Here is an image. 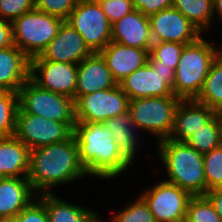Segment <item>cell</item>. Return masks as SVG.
Returning a JSON list of instances; mask_svg holds the SVG:
<instances>
[{"instance_id": "d6986e66", "label": "cell", "mask_w": 222, "mask_h": 222, "mask_svg": "<svg viewBox=\"0 0 222 222\" xmlns=\"http://www.w3.org/2000/svg\"><path fill=\"white\" fill-rule=\"evenodd\" d=\"M111 41L140 49H151L149 17L133 10L111 26Z\"/></svg>"}, {"instance_id": "4316f807", "label": "cell", "mask_w": 222, "mask_h": 222, "mask_svg": "<svg viewBox=\"0 0 222 222\" xmlns=\"http://www.w3.org/2000/svg\"><path fill=\"white\" fill-rule=\"evenodd\" d=\"M222 116L216 114L202 129L185 142L197 152L205 154L221 146Z\"/></svg>"}, {"instance_id": "7c38bea8", "label": "cell", "mask_w": 222, "mask_h": 222, "mask_svg": "<svg viewBox=\"0 0 222 222\" xmlns=\"http://www.w3.org/2000/svg\"><path fill=\"white\" fill-rule=\"evenodd\" d=\"M77 74L78 64L30 60V79L35 84L42 89L71 97L73 100Z\"/></svg>"}, {"instance_id": "d4e9b609", "label": "cell", "mask_w": 222, "mask_h": 222, "mask_svg": "<svg viewBox=\"0 0 222 222\" xmlns=\"http://www.w3.org/2000/svg\"><path fill=\"white\" fill-rule=\"evenodd\" d=\"M194 100L222 116V53L212 63L202 89Z\"/></svg>"}, {"instance_id": "6da1fadb", "label": "cell", "mask_w": 222, "mask_h": 222, "mask_svg": "<svg viewBox=\"0 0 222 222\" xmlns=\"http://www.w3.org/2000/svg\"><path fill=\"white\" fill-rule=\"evenodd\" d=\"M88 176L79 161L78 145L74 135L63 142L35 148L30 151L28 181L38 194L52 193L51 188Z\"/></svg>"}, {"instance_id": "8d00e7d4", "label": "cell", "mask_w": 222, "mask_h": 222, "mask_svg": "<svg viewBox=\"0 0 222 222\" xmlns=\"http://www.w3.org/2000/svg\"><path fill=\"white\" fill-rule=\"evenodd\" d=\"M172 5L173 0H133L134 9L148 17Z\"/></svg>"}, {"instance_id": "ab89813d", "label": "cell", "mask_w": 222, "mask_h": 222, "mask_svg": "<svg viewBox=\"0 0 222 222\" xmlns=\"http://www.w3.org/2000/svg\"><path fill=\"white\" fill-rule=\"evenodd\" d=\"M152 68L162 76H175V70L165 65H151Z\"/></svg>"}, {"instance_id": "5bb4252c", "label": "cell", "mask_w": 222, "mask_h": 222, "mask_svg": "<svg viewBox=\"0 0 222 222\" xmlns=\"http://www.w3.org/2000/svg\"><path fill=\"white\" fill-rule=\"evenodd\" d=\"M92 54L93 52L85 44L81 34L66 21H63L53 40L40 55L30 60H49L52 62L79 64Z\"/></svg>"}, {"instance_id": "7bdbcfd3", "label": "cell", "mask_w": 222, "mask_h": 222, "mask_svg": "<svg viewBox=\"0 0 222 222\" xmlns=\"http://www.w3.org/2000/svg\"><path fill=\"white\" fill-rule=\"evenodd\" d=\"M94 222H102V221L99 219V217H97Z\"/></svg>"}, {"instance_id": "8fae6325", "label": "cell", "mask_w": 222, "mask_h": 222, "mask_svg": "<svg viewBox=\"0 0 222 222\" xmlns=\"http://www.w3.org/2000/svg\"><path fill=\"white\" fill-rule=\"evenodd\" d=\"M140 197L148 205L155 222H181L185 220L187 206L192 195L166 180L146 188Z\"/></svg>"}, {"instance_id": "e575fe53", "label": "cell", "mask_w": 222, "mask_h": 222, "mask_svg": "<svg viewBox=\"0 0 222 222\" xmlns=\"http://www.w3.org/2000/svg\"><path fill=\"white\" fill-rule=\"evenodd\" d=\"M110 24L119 21L134 9L133 0H97Z\"/></svg>"}, {"instance_id": "b9f144b4", "label": "cell", "mask_w": 222, "mask_h": 222, "mask_svg": "<svg viewBox=\"0 0 222 222\" xmlns=\"http://www.w3.org/2000/svg\"><path fill=\"white\" fill-rule=\"evenodd\" d=\"M0 222H18L17 216L13 217H0Z\"/></svg>"}, {"instance_id": "e0dca14e", "label": "cell", "mask_w": 222, "mask_h": 222, "mask_svg": "<svg viewBox=\"0 0 222 222\" xmlns=\"http://www.w3.org/2000/svg\"><path fill=\"white\" fill-rule=\"evenodd\" d=\"M117 82L99 53H93L78 64L74 102L82 95L114 88Z\"/></svg>"}, {"instance_id": "277c9868", "label": "cell", "mask_w": 222, "mask_h": 222, "mask_svg": "<svg viewBox=\"0 0 222 222\" xmlns=\"http://www.w3.org/2000/svg\"><path fill=\"white\" fill-rule=\"evenodd\" d=\"M222 53L221 48L199 37L186 44L175 70L173 94L182 100L195 99L200 93L212 63Z\"/></svg>"}, {"instance_id": "60d3db41", "label": "cell", "mask_w": 222, "mask_h": 222, "mask_svg": "<svg viewBox=\"0 0 222 222\" xmlns=\"http://www.w3.org/2000/svg\"><path fill=\"white\" fill-rule=\"evenodd\" d=\"M215 11L222 20V0H213V12Z\"/></svg>"}, {"instance_id": "3957f363", "label": "cell", "mask_w": 222, "mask_h": 222, "mask_svg": "<svg viewBox=\"0 0 222 222\" xmlns=\"http://www.w3.org/2000/svg\"><path fill=\"white\" fill-rule=\"evenodd\" d=\"M164 163L167 182L188 191L192 196L206 194L203 154L186 142L165 139L157 142Z\"/></svg>"}, {"instance_id": "4dcf8cb0", "label": "cell", "mask_w": 222, "mask_h": 222, "mask_svg": "<svg viewBox=\"0 0 222 222\" xmlns=\"http://www.w3.org/2000/svg\"><path fill=\"white\" fill-rule=\"evenodd\" d=\"M206 192L222 188V146L203 154Z\"/></svg>"}, {"instance_id": "1f68e13d", "label": "cell", "mask_w": 222, "mask_h": 222, "mask_svg": "<svg viewBox=\"0 0 222 222\" xmlns=\"http://www.w3.org/2000/svg\"><path fill=\"white\" fill-rule=\"evenodd\" d=\"M129 203L131 205L114 215L109 222H155L148 205L141 197Z\"/></svg>"}, {"instance_id": "7a4b0ae2", "label": "cell", "mask_w": 222, "mask_h": 222, "mask_svg": "<svg viewBox=\"0 0 222 222\" xmlns=\"http://www.w3.org/2000/svg\"><path fill=\"white\" fill-rule=\"evenodd\" d=\"M73 135L79 161L88 175L114 178L132 165L119 153L113 135L104 123L76 122Z\"/></svg>"}, {"instance_id": "ffe728a7", "label": "cell", "mask_w": 222, "mask_h": 222, "mask_svg": "<svg viewBox=\"0 0 222 222\" xmlns=\"http://www.w3.org/2000/svg\"><path fill=\"white\" fill-rule=\"evenodd\" d=\"M30 78V59L14 44L0 49V91L18 92Z\"/></svg>"}, {"instance_id": "cb8c5ba5", "label": "cell", "mask_w": 222, "mask_h": 222, "mask_svg": "<svg viewBox=\"0 0 222 222\" xmlns=\"http://www.w3.org/2000/svg\"><path fill=\"white\" fill-rule=\"evenodd\" d=\"M44 205L49 222H94L99 216L95 211L67 203L53 193L37 195Z\"/></svg>"}, {"instance_id": "8992f818", "label": "cell", "mask_w": 222, "mask_h": 222, "mask_svg": "<svg viewBox=\"0 0 222 222\" xmlns=\"http://www.w3.org/2000/svg\"><path fill=\"white\" fill-rule=\"evenodd\" d=\"M18 112L39 115L65 124H75L74 100L40 88L30 78L17 92Z\"/></svg>"}, {"instance_id": "5b68a950", "label": "cell", "mask_w": 222, "mask_h": 222, "mask_svg": "<svg viewBox=\"0 0 222 222\" xmlns=\"http://www.w3.org/2000/svg\"><path fill=\"white\" fill-rule=\"evenodd\" d=\"M63 20L37 9L15 19L12 25L13 44L29 59L38 56L57 35Z\"/></svg>"}, {"instance_id": "74e56055", "label": "cell", "mask_w": 222, "mask_h": 222, "mask_svg": "<svg viewBox=\"0 0 222 222\" xmlns=\"http://www.w3.org/2000/svg\"><path fill=\"white\" fill-rule=\"evenodd\" d=\"M13 45L11 22L0 18V49Z\"/></svg>"}, {"instance_id": "9a60e30c", "label": "cell", "mask_w": 222, "mask_h": 222, "mask_svg": "<svg viewBox=\"0 0 222 222\" xmlns=\"http://www.w3.org/2000/svg\"><path fill=\"white\" fill-rule=\"evenodd\" d=\"M174 79L175 76L160 75L147 62L143 67L123 79L119 85L130 100L147 97H167L174 95Z\"/></svg>"}, {"instance_id": "f546056e", "label": "cell", "mask_w": 222, "mask_h": 222, "mask_svg": "<svg viewBox=\"0 0 222 222\" xmlns=\"http://www.w3.org/2000/svg\"><path fill=\"white\" fill-rule=\"evenodd\" d=\"M186 222H222L214 206L205 195L192 196L187 206Z\"/></svg>"}, {"instance_id": "836d02e7", "label": "cell", "mask_w": 222, "mask_h": 222, "mask_svg": "<svg viewBox=\"0 0 222 222\" xmlns=\"http://www.w3.org/2000/svg\"><path fill=\"white\" fill-rule=\"evenodd\" d=\"M34 9L35 0H0V18L11 23Z\"/></svg>"}, {"instance_id": "4fadbf2b", "label": "cell", "mask_w": 222, "mask_h": 222, "mask_svg": "<svg viewBox=\"0 0 222 222\" xmlns=\"http://www.w3.org/2000/svg\"><path fill=\"white\" fill-rule=\"evenodd\" d=\"M149 22L153 42L190 44L202 36V32L173 7L149 16Z\"/></svg>"}, {"instance_id": "44dd1931", "label": "cell", "mask_w": 222, "mask_h": 222, "mask_svg": "<svg viewBox=\"0 0 222 222\" xmlns=\"http://www.w3.org/2000/svg\"><path fill=\"white\" fill-rule=\"evenodd\" d=\"M30 151L15 135L0 137V178H28Z\"/></svg>"}, {"instance_id": "f1b7e54d", "label": "cell", "mask_w": 222, "mask_h": 222, "mask_svg": "<svg viewBox=\"0 0 222 222\" xmlns=\"http://www.w3.org/2000/svg\"><path fill=\"white\" fill-rule=\"evenodd\" d=\"M18 109L17 92L0 91V137L14 135Z\"/></svg>"}, {"instance_id": "83f0119b", "label": "cell", "mask_w": 222, "mask_h": 222, "mask_svg": "<svg viewBox=\"0 0 222 222\" xmlns=\"http://www.w3.org/2000/svg\"><path fill=\"white\" fill-rule=\"evenodd\" d=\"M185 45L177 42H153L148 63L150 65H165L176 70Z\"/></svg>"}, {"instance_id": "30bf717a", "label": "cell", "mask_w": 222, "mask_h": 222, "mask_svg": "<svg viewBox=\"0 0 222 222\" xmlns=\"http://www.w3.org/2000/svg\"><path fill=\"white\" fill-rule=\"evenodd\" d=\"M75 124H65L39 115L17 113L14 135L30 150L68 140Z\"/></svg>"}, {"instance_id": "2e32d148", "label": "cell", "mask_w": 222, "mask_h": 222, "mask_svg": "<svg viewBox=\"0 0 222 222\" xmlns=\"http://www.w3.org/2000/svg\"><path fill=\"white\" fill-rule=\"evenodd\" d=\"M150 49H140L111 41L99 52L119 84L128 75L148 62Z\"/></svg>"}, {"instance_id": "f35d334b", "label": "cell", "mask_w": 222, "mask_h": 222, "mask_svg": "<svg viewBox=\"0 0 222 222\" xmlns=\"http://www.w3.org/2000/svg\"><path fill=\"white\" fill-rule=\"evenodd\" d=\"M205 196L209 199L215 208V211L222 219V188L208 190Z\"/></svg>"}, {"instance_id": "9c48e42d", "label": "cell", "mask_w": 222, "mask_h": 222, "mask_svg": "<svg viewBox=\"0 0 222 222\" xmlns=\"http://www.w3.org/2000/svg\"><path fill=\"white\" fill-rule=\"evenodd\" d=\"M129 97L118 84L114 88L80 96L75 102V121L104 123L129 109Z\"/></svg>"}, {"instance_id": "484cf974", "label": "cell", "mask_w": 222, "mask_h": 222, "mask_svg": "<svg viewBox=\"0 0 222 222\" xmlns=\"http://www.w3.org/2000/svg\"><path fill=\"white\" fill-rule=\"evenodd\" d=\"M172 7L182 13L202 33L212 23L210 21L214 15L213 0H173Z\"/></svg>"}, {"instance_id": "52a82bcc", "label": "cell", "mask_w": 222, "mask_h": 222, "mask_svg": "<svg viewBox=\"0 0 222 222\" xmlns=\"http://www.w3.org/2000/svg\"><path fill=\"white\" fill-rule=\"evenodd\" d=\"M181 100L175 95L132 99L129 101L128 111L138 130L152 133L159 142L169 138Z\"/></svg>"}, {"instance_id": "ba28073f", "label": "cell", "mask_w": 222, "mask_h": 222, "mask_svg": "<svg viewBox=\"0 0 222 222\" xmlns=\"http://www.w3.org/2000/svg\"><path fill=\"white\" fill-rule=\"evenodd\" d=\"M66 22L77 30L93 53L111 42V24L97 0H78Z\"/></svg>"}, {"instance_id": "d590c367", "label": "cell", "mask_w": 222, "mask_h": 222, "mask_svg": "<svg viewBox=\"0 0 222 222\" xmlns=\"http://www.w3.org/2000/svg\"><path fill=\"white\" fill-rule=\"evenodd\" d=\"M34 201L17 214L18 222H49L45 205L39 199Z\"/></svg>"}, {"instance_id": "ac0fdd59", "label": "cell", "mask_w": 222, "mask_h": 222, "mask_svg": "<svg viewBox=\"0 0 222 222\" xmlns=\"http://www.w3.org/2000/svg\"><path fill=\"white\" fill-rule=\"evenodd\" d=\"M215 115L212 108L194 99L181 100L176 109L173 130L168 139L185 142Z\"/></svg>"}, {"instance_id": "603a6c76", "label": "cell", "mask_w": 222, "mask_h": 222, "mask_svg": "<svg viewBox=\"0 0 222 222\" xmlns=\"http://www.w3.org/2000/svg\"><path fill=\"white\" fill-rule=\"evenodd\" d=\"M106 129L113 135L119 153L131 164L138 147L137 126L133 122L129 111L107 119L104 122Z\"/></svg>"}, {"instance_id": "7402d4cb", "label": "cell", "mask_w": 222, "mask_h": 222, "mask_svg": "<svg viewBox=\"0 0 222 222\" xmlns=\"http://www.w3.org/2000/svg\"><path fill=\"white\" fill-rule=\"evenodd\" d=\"M28 178H0V217H13L37 197Z\"/></svg>"}, {"instance_id": "d6a6232c", "label": "cell", "mask_w": 222, "mask_h": 222, "mask_svg": "<svg viewBox=\"0 0 222 222\" xmlns=\"http://www.w3.org/2000/svg\"><path fill=\"white\" fill-rule=\"evenodd\" d=\"M78 0H35V9L66 21Z\"/></svg>"}]
</instances>
